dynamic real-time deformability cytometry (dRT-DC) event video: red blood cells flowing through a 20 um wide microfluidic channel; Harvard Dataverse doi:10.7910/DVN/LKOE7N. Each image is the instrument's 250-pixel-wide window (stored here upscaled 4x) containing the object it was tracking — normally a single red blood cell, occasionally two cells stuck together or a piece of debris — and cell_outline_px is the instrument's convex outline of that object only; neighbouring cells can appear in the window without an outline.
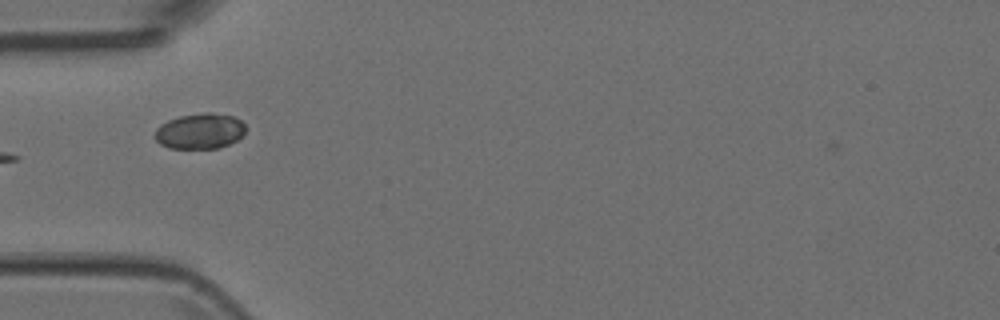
{"species": "Egyptian fruit bat (a non-hibernating species)", "species_latin": "Rousettus aegyptiacus", "temperature_condition": "room temperature", "stored_images_in_passage": 6, "camera_frame_rate_fps": 3000, "um_per_image_px": 0.085, "animal": {"sex": "female"}, "frame": {"image": 1, "passage_image": 5, "time_ms": 1.333, "image_size_px": [1000, 320], "cell_outline_px": [[244, 132], [236, 140], [220, 148], [168, 148], [160, 144], [156, 140], [156, 128], [160, 124], [168, 120], [180, 116], [204, 112], [212, 112], [232, 116], [240, 120], [244, 124]], "centroid_in_image_um": [16.97, 11.14], "position_along_channel_um": 68.0, "area_um2": 18.67}}
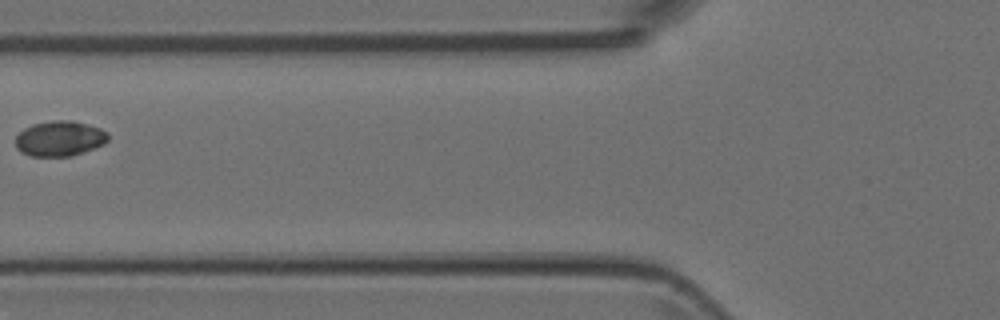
{"frame": {"image": 2, "passage_image": 6, "time_ms": 1.667, "image_size_px": [1000, 320], "cell_outline_px": [[108, 140], [104, 144], [72, 156], [32, 156], [20, 152], [16, 148], [16, 136], [24, 128], [32, 124], [52, 120], [72, 120], [88, 124], [100, 128], [108, 132]], "centroid_in_image_um": [5.07, 11.77], "position_along_channel_um": 120.7, "area_um2": 19.13}}